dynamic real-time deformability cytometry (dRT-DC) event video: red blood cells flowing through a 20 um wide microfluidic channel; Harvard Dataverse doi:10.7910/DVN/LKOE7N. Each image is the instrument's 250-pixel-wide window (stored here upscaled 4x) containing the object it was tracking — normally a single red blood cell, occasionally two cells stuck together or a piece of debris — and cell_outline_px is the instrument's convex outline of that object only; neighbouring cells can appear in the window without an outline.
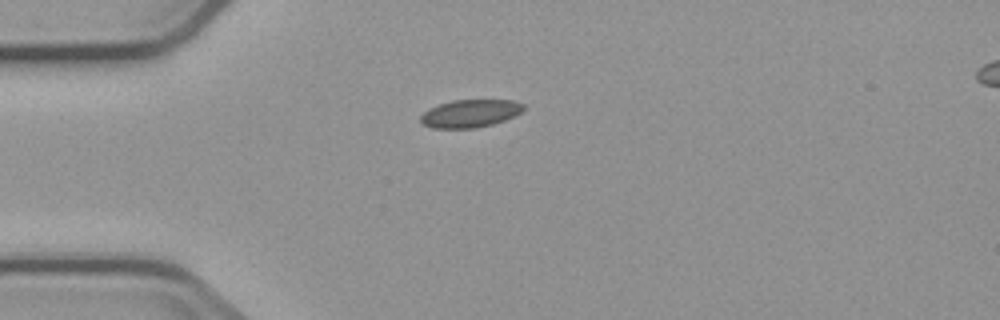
{"species": "common noctule bat (a hibernating species)", "species_latin": "Nyctalus noctula", "temperature_condition": "cold", "stored_images_in_passage": 3, "camera_frame_rate_fps": 3000, "um_per_image_px": 0.085, "animal": {"sex": "male", "body_mass_g": 23.1, "forearm_length_mm": 52.7}, "frame": {"image": 1, "passage_image": 1, "time_ms": 0.0, "image_size_px": [1000, 320], "cell_outline_px": [[524, 108], [520, 112], [504, 120], [492, 124], [472, 128], [432, 128], [424, 124], [420, 120], [420, 116], [428, 108], [452, 100], [512, 100], [524, 104]], "centroid_in_image_um": [39.93, 9.64], "position_along_channel_um": 45.1, "area_um2": 16.47}}
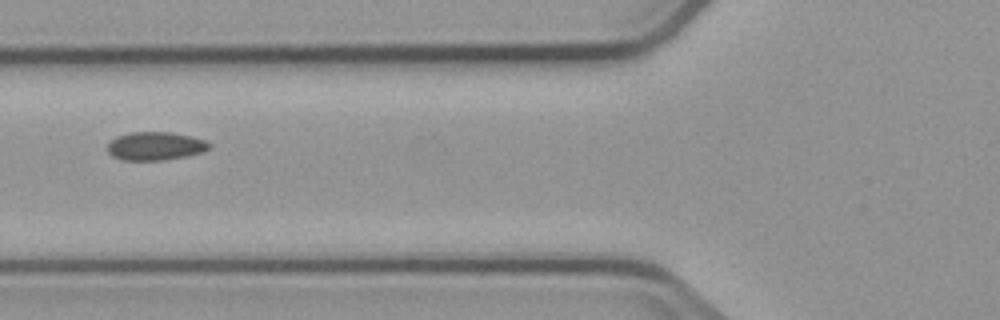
{"frame": {"image": 2, "passage_image": 3, "time_ms": 2.333, "image_size_px": [1000, 320], "cell_outline_px": [[212, 144], [208, 148], [200, 152], [188, 156], [160, 160], [124, 160], [112, 156], [108, 152], [108, 144], [116, 136], [132, 132], [172, 132], [192, 136], [204, 140]], "centroid_in_image_um": [13.2, 12.41], "position_along_channel_um": 112.6, "area_um2": 16.7}}